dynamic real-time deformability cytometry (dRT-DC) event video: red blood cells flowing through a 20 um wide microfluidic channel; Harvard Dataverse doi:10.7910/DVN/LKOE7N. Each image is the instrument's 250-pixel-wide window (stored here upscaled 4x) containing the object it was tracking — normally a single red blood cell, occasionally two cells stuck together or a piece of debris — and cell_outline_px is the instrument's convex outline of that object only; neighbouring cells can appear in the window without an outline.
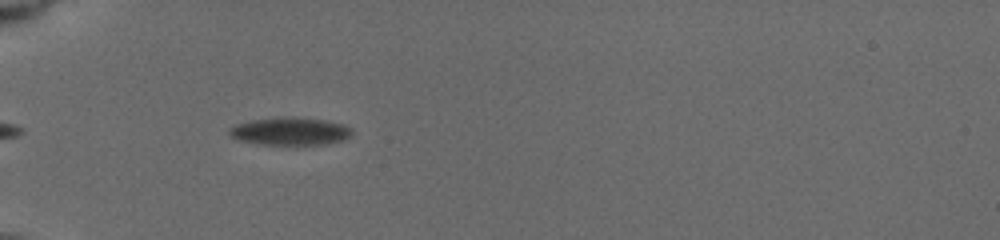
{"species": "common noctule bat (a hibernating species)", "species_latin": "Nyctalus noctula", "temperature_condition": "cold", "stored_images_in_passage": 35, "camera_frame_rate_fps": 3000, "um_per_image_px": 0.085, "animal": {"sex": "female", "body_mass_g": 19.5, "forearm_length_mm": 54.1}, "frame": {"image": 1, "passage_image": 3, "time_ms": 0.667, "image_size_px": [1000, 240], "cell_outline_px": [[352, 136], [344, 140], [324, 144], [260, 144], [236, 140], [228, 132], [228, 128], [236, 124], [252, 120], [276, 116], [292, 116], [324, 120], [344, 124], [352, 128]], "centroid_in_image_um": [24.66, 11.14], "position_along_channel_um": 60.3, "area_um2": 20.11}}
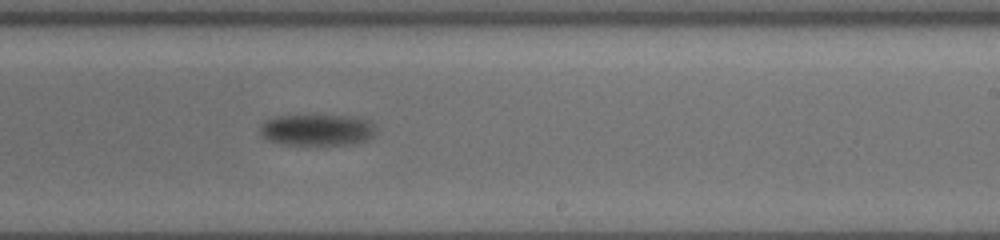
{"frame": {"image": 2, "passage_image": 19, "time_ms": 6.667, "image_size_px": [1000, 240], "cell_outline_px": [[376, 132], [368, 140], [356, 144], [280, 144], [264, 140], [260, 136], [260, 124], [264, 120], [276, 116], [364, 116], [376, 128]], "centroid_in_image_um": [26.94, 11.04], "position_along_channel_um": 262.1, "area_um2": 21.56}}
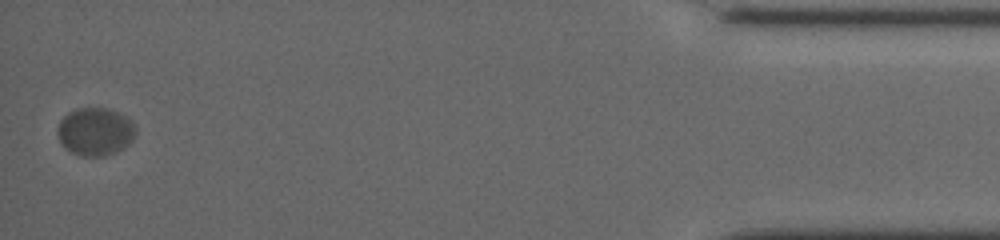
{"frame": {"image": 3, "passage_image": 35, "time_ms": 13.333, "image_size_px": [1000, 240], "cell_outline_px": [[136, 132], [132, 140], [128, 144], [116, 152], [104, 156], [80, 156], [72, 152], [60, 144], [56, 132], [60, 120], [68, 112], [76, 108], [104, 108], [116, 112], [124, 116], [136, 124]], "centroid_in_image_um": [8.07, 11.19], "position_along_channel_um": 427.1, "area_um2": 21.91}, "authors_computed_cell_mechanics": {"area_um2": 21.0392, "velocity_mm_per_s": 3.5889, "shape_relaxation_time_tau1_ms": 1.3688, "shape_relaxation_time_tau2_ms": null, "deformation_change_tau1": 0.0368, "deformation_change_tau2": null}}